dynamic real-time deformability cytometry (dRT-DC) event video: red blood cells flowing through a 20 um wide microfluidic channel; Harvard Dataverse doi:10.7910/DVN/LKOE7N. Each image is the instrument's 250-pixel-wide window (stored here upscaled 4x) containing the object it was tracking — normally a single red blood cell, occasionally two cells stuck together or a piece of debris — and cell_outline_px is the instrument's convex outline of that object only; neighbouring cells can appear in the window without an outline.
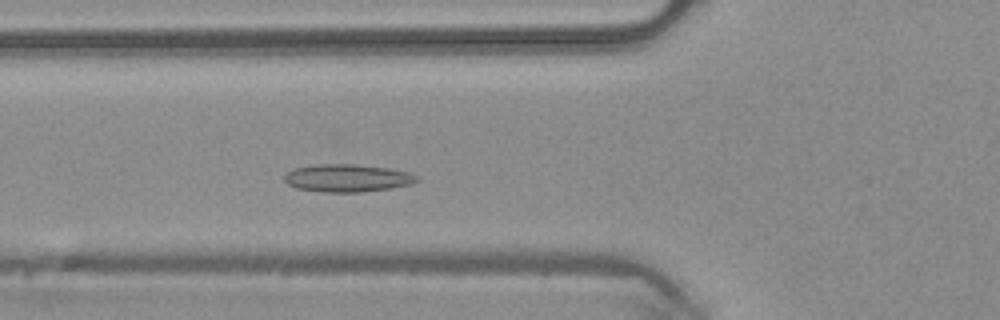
{"species": "common noctule bat (a hibernating species)", "species_latin": "Nyctalus noctula", "temperature_condition": "warm", "stored_images_in_passage": 43, "camera_frame_rate_fps": 3000, "um_per_image_px": 0.085, "animal": {"sex": "male", "body_mass_g": 20.4}, "frame": {"image": 1, "passage_image": 13, "time_ms": 4.0, "image_size_px": [1000, 320], "cell_outline_px": [[420, 180], [412, 184], [388, 188], [360, 192], [324, 192], [296, 188], [288, 184], [284, 180], [284, 176], [292, 168], [312, 164], [352, 164], [388, 168], [412, 172], [420, 176]], "centroid_in_image_um": [29.54, 15.12], "position_along_channel_um": 96.3, "area_um2": 21.56}}
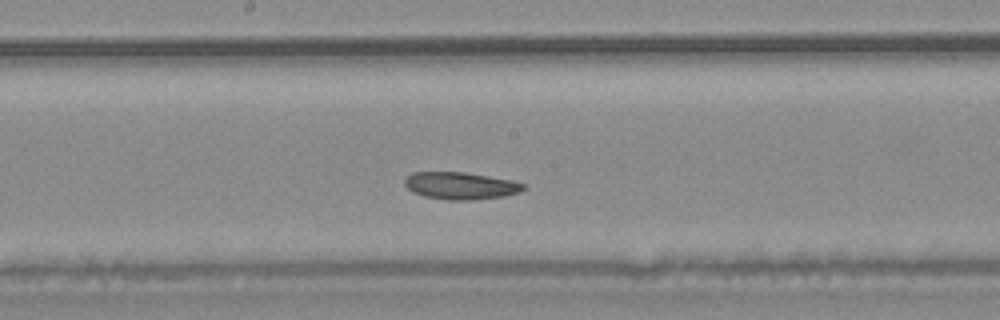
{"frame": {"image": 2, "passage_image": 21, "time_ms": 6.667, "image_size_px": [1000, 320], "cell_outline_px": [[528, 184], [520, 192], [504, 196], [472, 200], [448, 200], [424, 196], [412, 192], [404, 184], [404, 180], [412, 172], [464, 172], [512, 180]], "centroid_in_image_um": [39.16, 15.78], "position_along_channel_um": 209.0, "area_um2": 18.9}}
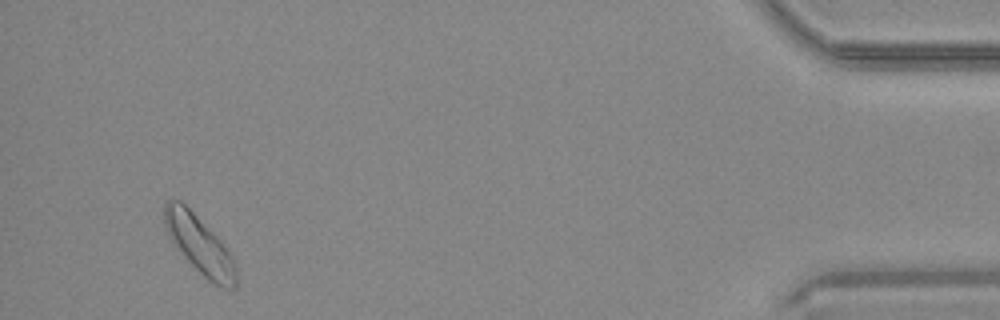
{"frame": {"image": 3, "passage_image": 41, "time_ms": 13.333, "image_size_px": [1000, 320], "cell_outline_px": [[236, 288], [224, 288], [208, 280], [172, 244], [168, 236], [164, 224], [164, 204], [168, 200], [180, 200], [220, 240], [232, 256], [236, 268]], "centroid_in_image_um": [16.93, 20.8], "position_along_channel_um": 418.3, "area_um2": 23.7}}